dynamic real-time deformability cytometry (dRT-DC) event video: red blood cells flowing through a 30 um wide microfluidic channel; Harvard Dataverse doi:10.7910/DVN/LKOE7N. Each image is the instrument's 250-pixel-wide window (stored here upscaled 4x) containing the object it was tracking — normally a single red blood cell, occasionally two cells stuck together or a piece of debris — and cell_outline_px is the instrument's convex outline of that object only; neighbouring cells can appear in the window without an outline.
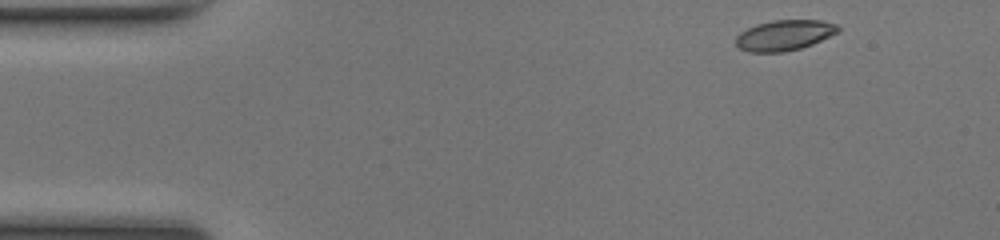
{"species": "common noctule bat (a hibernating species)", "species_latin": "Nyctalus noctula", "temperature_condition": "room temperature", "stored_images_in_passage": 46, "camera_frame_rate_fps": 3000, "um_per_image_px": 0.085, "animal": {"sex": "female", "body_mass_g": 17.0, "forearm_length_mm": 48.0}, "frame": {"image": 1, "passage_image": 1, "time_ms": 0.0, "image_size_px": [1000, 240], "cell_outline_px": [[840, 28], [836, 32], [812, 44], [800, 48], [784, 52], [748, 52], [740, 48], [736, 44], [736, 36], [740, 32], [756, 24], [772, 20], [820, 20], [836, 24]], "centroid_in_image_um": [66.63, 2.99], "position_along_channel_um": 18.4, "area_um2": 17.98}}
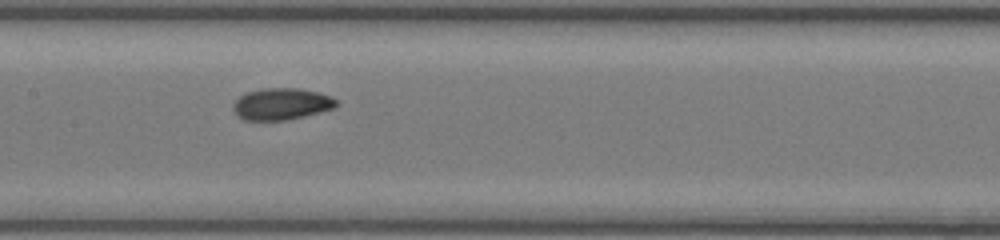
{"frame": {"image": 2, "passage_image": 20, "time_ms": 6.333, "image_size_px": [1000, 240], "cell_outline_px": [[340, 104], [336, 108], [304, 116], [284, 120], [244, 120], [236, 116], [232, 108], [232, 104], [240, 96], [248, 92], [264, 88], [296, 88], [320, 92], [332, 96]], "centroid_in_image_um": [23.95, 8.84], "position_along_channel_um": 183.5, "area_um2": 19.25}}
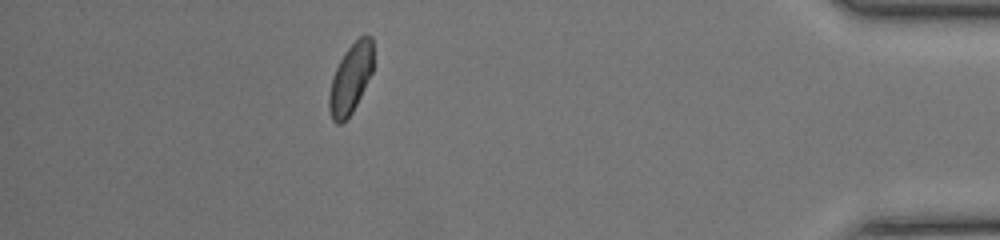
{"frame": {"image": 3, "passage_image": 40, "time_ms": 13.0, "image_size_px": [1000, 240], "cell_outline_px": [[372, 72], [352, 112], [340, 124], [336, 124], [332, 120], [328, 108], [328, 96], [332, 76], [344, 52], [360, 36], [372, 36]], "centroid_in_image_um": [29.77, 6.7], "position_along_channel_um": 405.4, "area_um2": 17.69}, "authors_computed_cell_mechanics": {"area_um2": 18.4093, "velocity_mm_per_s": 4.1406, "shape_relaxation_time_tau1_ms": 4.3533, "shape_relaxation_time_tau2_ms": 2.2034, "deformation_change_tau1": 0.1057, "deformation_change_tau2": 0.0611}}